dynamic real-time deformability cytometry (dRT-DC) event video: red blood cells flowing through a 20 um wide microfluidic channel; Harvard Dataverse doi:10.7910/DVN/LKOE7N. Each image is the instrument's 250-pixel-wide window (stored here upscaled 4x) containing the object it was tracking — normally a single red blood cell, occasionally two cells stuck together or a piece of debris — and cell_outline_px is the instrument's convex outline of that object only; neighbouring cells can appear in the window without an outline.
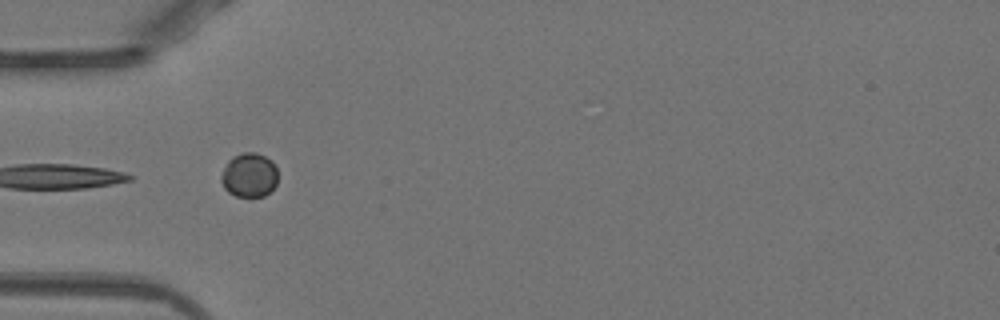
{"species": "Egyptian fruit bat (a non-hibernating species)", "species_latin": "Rousettus aegyptiacus", "temperature_condition": "warm", "stored_images_in_passage": 23, "camera_frame_rate_fps": 3000, "um_per_image_px": 0.085, "animal": {"sex": "female"}, "frame": {"image": 1, "passage_image": 1, "time_ms": 0.0, "image_size_px": [1000, 320], "cell_outline_px": [[276, 184], [264, 196], [236, 196], [228, 192], [224, 188], [220, 180], [220, 176], [228, 160], [232, 156], [244, 152], [256, 152], [272, 160], [276, 168]], "centroid_in_image_um": [21.15, 14.87], "position_along_channel_um": 63.8, "area_um2": 14.57}}